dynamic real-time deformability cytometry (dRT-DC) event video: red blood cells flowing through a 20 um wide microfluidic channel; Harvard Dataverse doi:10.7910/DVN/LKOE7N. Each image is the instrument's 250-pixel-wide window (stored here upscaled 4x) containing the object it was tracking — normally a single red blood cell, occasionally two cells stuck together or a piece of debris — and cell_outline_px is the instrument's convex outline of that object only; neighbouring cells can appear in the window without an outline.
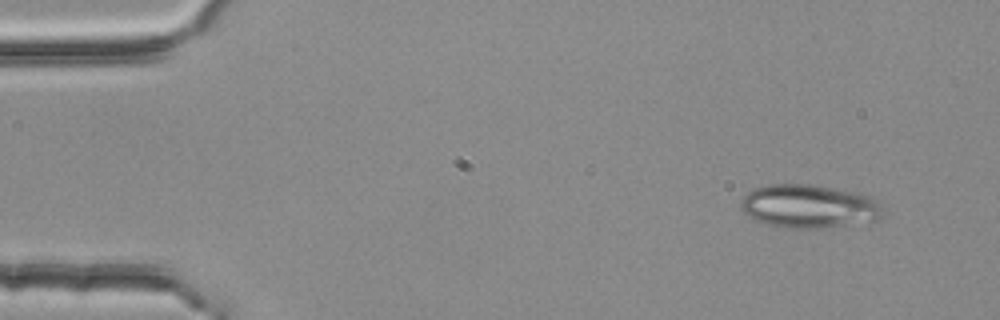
{"species": "common noctule bat (a hibernating species)", "species_latin": "Nyctalus noctula", "temperature_condition": "room temperature", "stored_images_in_passage": 3, "camera_frame_rate_fps": 3000, "um_per_image_px": 0.085, "animal": {"sex": "female", "body_mass_g": 25.1}, "frame": {"image": 1, "passage_image": 3, "time_ms": 0.667, "image_size_px": [1000, 320], "cell_outline_px": [[884, 216], [876, 220], [820, 228], [784, 228], [764, 224], [748, 216], [740, 208], [740, 200], [752, 188], [768, 184], [808, 184], [852, 192], [872, 196], [880, 204]], "centroid_in_image_um": [68.71, 17.54], "position_along_channel_um": 16.3, "area_um2": 35.95}}